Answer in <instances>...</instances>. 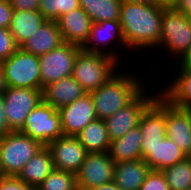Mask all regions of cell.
<instances>
[{"label":"cell","mask_w":191,"mask_h":190,"mask_svg":"<svg viewBox=\"0 0 191 190\" xmlns=\"http://www.w3.org/2000/svg\"><path fill=\"white\" fill-rule=\"evenodd\" d=\"M162 6L121 2L119 22L128 49L156 51L161 38Z\"/></svg>","instance_id":"obj_1"},{"label":"cell","mask_w":191,"mask_h":190,"mask_svg":"<svg viewBox=\"0 0 191 190\" xmlns=\"http://www.w3.org/2000/svg\"><path fill=\"white\" fill-rule=\"evenodd\" d=\"M123 71V72H122ZM145 79L122 68L105 84L91 91L90 95L95 107L98 119H105L116 113L121 108L131 103L147 86L148 78L154 75L148 74ZM142 78V79H141ZM145 79V80H143Z\"/></svg>","instance_id":"obj_2"},{"label":"cell","mask_w":191,"mask_h":190,"mask_svg":"<svg viewBox=\"0 0 191 190\" xmlns=\"http://www.w3.org/2000/svg\"><path fill=\"white\" fill-rule=\"evenodd\" d=\"M122 65L106 54L81 49L75 59L72 77L90 93L112 78Z\"/></svg>","instance_id":"obj_3"},{"label":"cell","mask_w":191,"mask_h":190,"mask_svg":"<svg viewBox=\"0 0 191 190\" xmlns=\"http://www.w3.org/2000/svg\"><path fill=\"white\" fill-rule=\"evenodd\" d=\"M190 46L191 19L173 7L163 8L161 38L157 49L165 48L166 55L171 57V63H177L188 52Z\"/></svg>","instance_id":"obj_4"},{"label":"cell","mask_w":191,"mask_h":190,"mask_svg":"<svg viewBox=\"0 0 191 190\" xmlns=\"http://www.w3.org/2000/svg\"><path fill=\"white\" fill-rule=\"evenodd\" d=\"M44 145L20 132L0 137V161L5 176H17L22 168Z\"/></svg>","instance_id":"obj_5"},{"label":"cell","mask_w":191,"mask_h":190,"mask_svg":"<svg viewBox=\"0 0 191 190\" xmlns=\"http://www.w3.org/2000/svg\"><path fill=\"white\" fill-rule=\"evenodd\" d=\"M0 64L4 72L6 87L41 90L39 56L19 48Z\"/></svg>","instance_id":"obj_6"},{"label":"cell","mask_w":191,"mask_h":190,"mask_svg":"<svg viewBox=\"0 0 191 190\" xmlns=\"http://www.w3.org/2000/svg\"><path fill=\"white\" fill-rule=\"evenodd\" d=\"M148 86L128 105L118 110L116 113L104 119L106 129L110 140H115L123 137L132 128L139 125L140 119L147 107L157 98L160 94L154 92ZM147 90V91H146ZM150 93V95H149Z\"/></svg>","instance_id":"obj_7"},{"label":"cell","mask_w":191,"mask_h":190,"mask_svg":"<svg viewBox=\"0 0 191 190\" xmlns=\"http://www.w3.org/2000/svg\"><path fill=\"white\" fill-rule=\"evenodd\" d=\"M19 131L40 141L44 146L64 136L59 111L44 100L30 112Z\"/></svg>","instance_id":"obj_8"},{"label":"cell","mask_w":191,"mask_h":190,"mask_svg":"<svg viewBox=\"0 0 191 190\" xmlns=\"http://www.w3.org/2000/svg\"><path fill=\"white\" fill-rule=\"evenodd\" d=\"M82 47L64 42L39 56L41 90L52 82L72 76L75 59Z\"/></svg>","instance_id":"obj_9"},{"label":"cell","mask_w":191,"mask_h":190,"mask_svg":"<svg viewBox=\"0 0 191 190\" xmlns=\"http://www.w3.org/2000/svg\"><path fill=\"white\" fill-rule=\"evenodd\" d=\"M114 41L118 42L114 43ZM112 44L116 45L115 48H113ZM117 44H119L121 48ZM111 48H113V50ZM82 49L87 52L106 54L122 64L121 60L124 61V59H121L123 57L122 55L120 56V54H125L123 50H128V48L122 34L119 20L92 23L89 38ZM120 49H122L121 52H119Z\"/></svg>","instance_id":"obj_10"},{"label":"cell","mask_w":191,"mask_h":190,"mask_svg":"<svg viewBox=\"0 0 191 190\" xmlns=\"http://www.w3.org/2000/svg\"><path fill=\"white\" fill-rule=\"evenodd\" d=\"M5 113L13 131H19L30 112L43 101V90L6 87L3 92Z\"/></svg>","instance_id":"obj_11"},{"label":"cell","mask_w":191,"mask_h":190,"mask_svg":"<svg viewBox=\"0 0 191 190\" xmlns=\"http://www.w3.org/2000/svg\"><path fill=\"white\" fill-rule=\"evenodd\" d=\"M114 166L108 152L88 153L76 174L77 188H92L112 182Z\"/></svg>","instance_id":"obj_12"},{"label":"cell","mask_w":191,"mask_h":190,"mask_svg":"<svg viewBox=\"0 0 191 190\" xmlns=\"http://www.w3.org/2000/svg\"><path fill=\"white\" fill-rule=\"evenodd\" d=\"M56 169L77 174L89 153L76 136H61L47 145Z\"/></svg>","instance_id":"obj_13"},{"label":"cell","mask_w":191,"mask_h":190,"mask_svg":"<svg viewBox=\"0 0 191 190\" xmlns=\"http://www.w3.org/2000/svg\"><path fill=\"white\" fill-rule=\"evenodd\" d=\"M58 111L64 136H77L90 122L98 119L90 93Z\"/></svg>","instance_id":"obj_14"},{"label":"cell","mask_w":191,"mask_h":190,"mask_svg":"<svg viewBox=\"0 0 191 190\" xmlns=\"http://www.w3.org/2000/svg\"><path fill=\"white\" fill-rule=\"evenodd\" d=\"M141 148L155 146L166 137V99L159 94L141 116Z\"/></svg>","instance_id":"obj_15"},{"label":"cell","mask_w":191,"mask_h":190,"mask_svg":"<svg viewBox=\"0 0 191 190\" xmlns=\"http://www.w3.org/2000/svg\"><path fill=\"white\" fill-rule=\"evenodd\" d=\"M166 137L189 157L191 154V109L172 105L166 99Z\"/></svg>","instance_id":"obj_16"},{"label":"cell","mask_w":191,"mask_h":190,"mask_svg":"<svg viewBox=\"0 0 191 190\" xmlns=\"http://www.w3.org/2000/svg\"><path fill=\"white\" fill-rule=\"evenodd\" d=\"M56 21L64 42L80 47L85 45L93 22L81 7L60 16Z\"/></svg>","instance_id":"obj_17"},{"label":"cell","mask_w":191,"mask_h":190,"mask_svg":"<svg viewBox=\"0 0 191 190\" xmlns=\"http://www.w3.org/2000/svg\"><path fill=\"white\" fill-rule=\"evenodd\" d=\"M187 156L168 137H164L155 146L142 148V159L151 170L162 171L166 167L181 162Z\"/></svg>","instance_id":"obj_18"},{"label":"cell","mask_w":191,"mask_h":190,"mask_svg":"<svg viewBox=\"0 0 191 190\" xmlns=\"http://www.w3.org/2000/svg\"><path fill=\"white\" fill-rule=\"evenodd\" d=\"M64 43L57 21L46 20L20 48L36 56L50 52Z\"/></svg>","instance_id":"obj_19"},{"label":"cell","mask_w":191,"mask_h":190,"mask_svg":"<svg viewBox=\"0 0 191 190\" xmlns=\"http://www.w3.org/2000/svg\"><path fill=\"white\" fill-rule=\"evenodd\" d=\"M85 94L86 91L72 76L52 82L43 88V100L56 110L73 103Z\"/></svg>","instance_id":"obj_20"},{"label":"cell","mask_w":191,"mask_h":190,"mask_svg":"<svg viewBox=\"0 0 191 190\" xmlns=\"http://www.w3.org/2000/svg\"><path fill=\"white\" fill-rule=\"evenodd\" d=\"M150 171L142 158L118 162L114 166L113 182L122 190H139Z\"/></svg>","instance_id":"obj_21"},{"label":"cell","mask_w":191,"mask_h":190,"mask_svg":"<svg viewBox=\"0 0 191 190\" xmlns=\"http://www.w3.org/2000/svg\"><path fill=\"white\" fill-rule=\"evenodd\" d=\"M176 70L178 72L175 71L176 74L173 73L170 76L172 81L169 79V84L166 83L162 88L160 87L162 89L160 94L174 106L191 109V70Z\"/></svg>","instance_id":"obj_22"},{"label":"cell","mask_w":191,"mask_h":190,"mask_svg":"<svg viewBox=\"0 0 191 190\" xmlns=\"http://www.w3.org/2000/svg\"><path fill=\"white\" fill-rule=\"evenodd\" d=\"M54 169L51 152L47 146H44L22 168L16 177L36 189Z\"/></svg>","instance_id":"obj_23"},{"label":"cell","mask_w":191,"mask_h":190,"mask_svg":"<svg viewBox=\"0 0 191 190\" xmlns=\"http://www.w3.org/2000/svg\"><path fill=\"white\" fill-rule=\"evenodd\" d=\"M142 133L140 126L132 128L123 137L111 140L109 155L114 163L133 161L142 158Z\"/></svg>","instance_id":"obj_24"},{"label":"cell","mask_w":191,"mask_h":190,"mask_svg":"<svg viewBox=\"0 0 191 190\" xmlns=\"http://www.w3.org/2000/svg\"><path fill=\"white\" fill-rule=\"evenodd\" d=\"M46 20L39 10H14L9 30L20 47Z\"/></svg>","instance_id":"obj_25"},{"label":"cell","mask_w":191,"mask_h":190,"mask_svg":"<svg viewBox=\"0 0 191 190\" xmlns=\"http://www.w3.org/2000/svg\"><path fill=\"white\" fill-rule=\"evenodd\" d=\"M76 137L89 153L109 151L111 140L103 119L90 122Z\"/></svg>","instance_id":"obj_26"},{"label":"cell","mask_w":191,"mask_h":190,"mask_svg":"<svg viewBox=\"0 0 191 190\" xmlns=\"http://www.w3.org/2000/svg\"><path fill=\"white\" fill-rule=\"evenodd\" d=\"M79 2L93 23L120 18L122 0H79Z\"/></svg>","instance_id":"obj_27"},{"label":"cell","mask_w":191,"mask_h":190,"mask_svg":"<svg viewBox=\"0 0 191 190\" xmlns=\"http://www.w3.org/2000/svg\"><path fill=\"white\" fill-rule=\"evenodd\" d=\"M169 190H186L191 188V158L186 157L179 163L162 170Z\"/></svg>","instance_id":"obj_28"},{"label":"cell","mask_w":191,"mask_h":190,"mask_svg":"<svg viewBox=\"0 0 191 190\" xmlns=\"http://www.w3.org/2000/svg\"><path fill=\"white\" fill-rule=\"evenodd\" d=\"M35 190H78L76 174L55 168Z\"/></svg>","instance_id":"obj_29"},{"label":"cell","mask_w":191,"mask_h":190,"mask_svg":"<svg viewBox=\"0 0 191 190\" xmlns=\"http://www.w3.org/2000/svg\"><path fill=\"white\" fill-rule=\"evenodd\" d=\"M79 7V0H41L39 12L47 20L56 21L60 16Z\"/></svg>","instance_id":"obj_30"},{"label":"cell","mask_w":191,"mask_h":190,"mask_svg":"<svg viewBox=\"0 0 191 190\" xmlns=\"http://www.w3.org/2000/svg\"><path fill=\"white\" fill-rule=\"evenodd\" d=\"M19 48L9 28L0 27V62L8 59Z\"/></svg>","instance_id":"obj_31"},{"label":"cell","mask_w":191,"mask_h":190,"mask_svg":"<svg viewBox=\"0 0 191 190\" xmlns=\"http://www.w3.org/2000/svg\"><path fill=\"white\" fill-rule=\"evenodd\" d=\"M139 190H169V186L162 171L151 170Z\"/></svg>","instance_id":"obj_32"},{"label":"cell","mask_w":191,"mask_h":190,"mask_svg":"<svg viewBox=\"0 0 191 190\" xmlns=\"http://www.w3.org/2000/svg\"><path fill=\"white\" fill-rule=\"evenodd\" d=\"M0 190H35L16 176H6L0 179Z\"/></svg>","instance_id":"obj_33"},{"label":"cell","mask_w":191,"mask_h":190,"mask_svg":"<svg viewBox=\"0 0 191 190\" xmlns=\"http://www.w3.org/2000/svg\"><path fill=\"white\" fill-rule=\"evenodd\" d=\"M13 11L9 0H0V27H10Z\"/></svg>","instance_id":"obj_34"},{"label":"cell","mask_w":191,"mask_h":190,"mask_svg":"<svg viewBox=\"0 0 191 190\" xmlns=\"http://www.w3.org/2000/svg\"><path fill=\"white\" fill-rule=\"evenodd\" d=\"M13 10H39L41 0H9Z\"/></svg>","instance_id":"obj_35"},{"label":"cell","mask_w":191,"mask_h":190,"mask_svg":"<svg viewBox=\"0 0 191 190\" xmlns=\"http://www.w3.org/2000/svg\"><path fill=\"white\" fill-rule=\"evenodd\" d=\"M13 130L10 128L6 113L5 102L3 93L0 94V137L11 133Z\"/></svg>","instance_id":"obj_36"},{"label":"cell","mask_w":191,"mask_h":190,"mask_svg":"<svg viewBox=\"0 0 191 190\" xmlns=\"http://www.w3.org/2000/svg\"><path fill=\"white\" fill-rule=\"evenodd\" d=\"M173 8L191 19V0H178Z\"/></svg>","instance_id":"obj_37"},{"label":"cell","mask_w":191,"mask_h":190,"mask_svg":"<svg viewBox=\"0 0 191 190\" xmlns=\"http://www.w3.org/2000/svg\"><path fill=\"white\" fill-rule=\"evenodd\" d=\"M177 63H179V65ZM177 63H174L178 67L177 69L191 70V46L188 52Z\"/></svg>","instance_id":"obj_38"},{"label":"cell","mask_w":191,"mask_h":190,"mask_svg":"<svg viewBox=\"0 0 191 190\" xmlns=\"http://www.w3.org/2000/svg\"><path fill=\"white\" fill-rule=\"evenodd\" d=\"M78 190H122L113 181L97 187L92 188H78Z\"/></svg>","instance_id":"obj_39"},{"label":"cell","mask_w":191,"mask_h":190,"mask_svg":"<svg viewBox=\"0 0 191 190\" xmlns=\"http://www.w3.org/2000/svg\"><path fill=\"white\" fill-rule=\"evenodd\" d=\"M132 3H140L143 5L160 6V0H122Z\"/></svg>","instance_id":"obj_40"},{"label":"cell","mask_w":191,"mask_h":190,"mask_svg":"<svg viewBox=\"0 0 191 190\" xmlns=\"http://www.w3.org/2000/svg\"><path fill=\"white\" fill-rule=\"evenodd\" d=\"M5 89H6V84L4 79V72L0 64V94L3 93Z\"/></svg>","instance_id":"obj_41"},{"label":"cell","mask_w":191,"mask_h":190,"mask_svg":"<svg viewBox=\"0 0 191 190\" xmlns=\"http://www.w3.org/2000/svg\"><path fill=\"white\" fill-rule=\"evenodd\" d=\"M178 0H160V6L164 8L174 7Z\"/></svg>","instance_id":"obj_42"},{"label":"cell","mask_w":191,"mask_h":190,"mask_svg":"<svg viewBox=\"0 0 191 190\" xmlns=\"http://www.w3.org/2000/svg\"><path fill=\"white\" fill-rule=\"evenodd\" d=\"M4 177H6V176L4 175V172H3L2 167H1V161H0V179H2Z\"/></svg>","instance_id":"obj_43"}]
</instances>
